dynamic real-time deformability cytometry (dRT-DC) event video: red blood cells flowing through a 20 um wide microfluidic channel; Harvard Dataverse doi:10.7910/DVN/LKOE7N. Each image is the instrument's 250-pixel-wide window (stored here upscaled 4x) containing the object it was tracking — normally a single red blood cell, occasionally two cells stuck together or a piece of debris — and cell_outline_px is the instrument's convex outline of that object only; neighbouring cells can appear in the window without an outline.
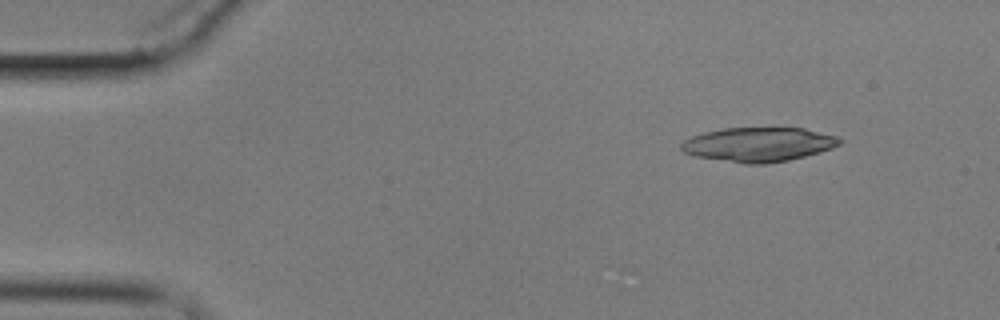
{"species": "common noctule bat (a hibernating species)", "species_latin": "Nyctalus noctula", "temperature_condition": "cold", "stored_images_in_passage": 4, "camera_frame_rate_fps": 3000, "um_per_image_px": 0.085, "animal": {"sex": "male", "body_mass_g": 17.9}, "frame": {"image": 1, "passage_image": 1, "time_ms": 0.0, "image_size_px": [1000, 320], "cell_outline_px": [[844, 140], [840, 144], [832, 148], [820, 152], [788, 160], [764, 164], [744, 164], [692, 156], [684, 152], [680, 148], [680, 144], [684, 140], [692, 136], [704, 132], [724, 128], [804, 128], [836, 136]], "centroid_in_image_um": [64.45, 12.28], "position_along_channel_um": 20.6, "area_um2": 31.79}}